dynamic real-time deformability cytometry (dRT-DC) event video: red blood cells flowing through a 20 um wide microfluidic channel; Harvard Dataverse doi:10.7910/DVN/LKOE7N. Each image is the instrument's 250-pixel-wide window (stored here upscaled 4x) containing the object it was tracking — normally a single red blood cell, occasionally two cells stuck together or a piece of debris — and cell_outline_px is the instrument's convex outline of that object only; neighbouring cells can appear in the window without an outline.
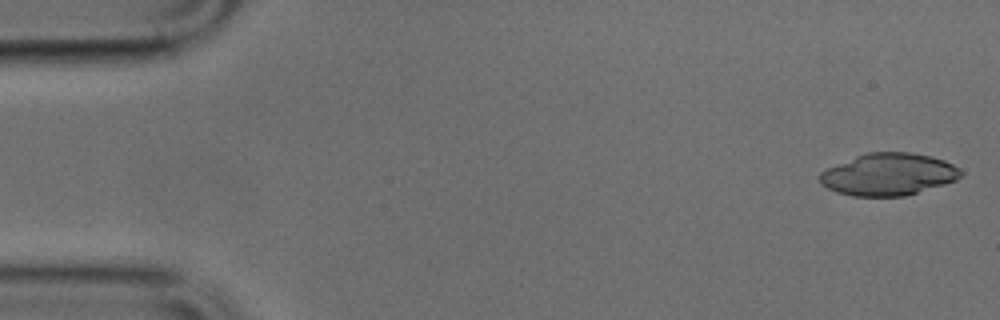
{"species": "common noctule bat (a hibernating species)", "species_latin": "Nyctalus noctula", "temperature_condition": "cold", "stored_images_in_passage": 10, "camera_frame_rate_fps": 3000, "um_per_image_px": 0.085, "animal": {"sex": "male", "body_mass_g": 17.9, "forearm_length_mm": 54.2}, "frame": {"image": 1, "passage_image": 1, "time_ms": 0.0, "image_size_px": [1000, 320], "cell_outline_px": [[964, 172], [956, 180], [944, 184], [904, 196], [852, 196], [836, 192], [820, 184], [820, 172], [828, 168], [856, 156], [868, 152], [908, 152], [932, 156], [944, 160], [952, 164]], "centroid_in_image_um": [75.52, 14.82], "position_along_channel_um": 9.5, "area_um2": 34.45}}